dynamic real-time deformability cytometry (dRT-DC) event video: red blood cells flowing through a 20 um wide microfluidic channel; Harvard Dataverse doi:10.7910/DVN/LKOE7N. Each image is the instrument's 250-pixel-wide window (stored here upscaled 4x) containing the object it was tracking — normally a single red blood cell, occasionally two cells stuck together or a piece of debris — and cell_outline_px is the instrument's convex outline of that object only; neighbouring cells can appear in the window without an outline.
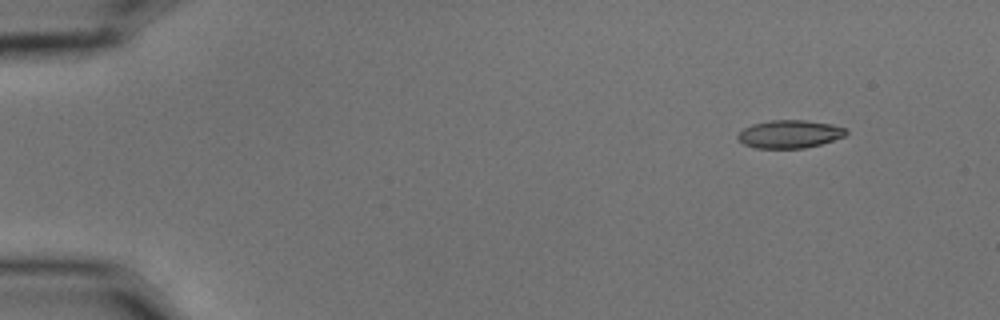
{"species": "common noctule bat (a hibernating species)", "species_latin": "Nyctalus noctula", "temperature_condition": "cold", "stored_images_in_passage": 6, "camera_frame_rate_fps": 3000, "um_per_image_px": 0.085, "animal": {"sex": "male", "body_mass_g": 15.6}, "frame": {"image": 1, "passage_image": 1, "time_ms": 0.0, "image_size_px": [1000, 320], "cell_outline_px": [[848, 132], [844, 136], [820, 144], [804, 148], [756, 148], [744, 144], [736, 136], [744, 128], [752, 124], [772, 120], [804, 120], [832, 124], [844, 128]], "centroid_in_image_um": [67.1, 11.39], "position_along_channel_um": 17.9, "area_um2": 17.46}}
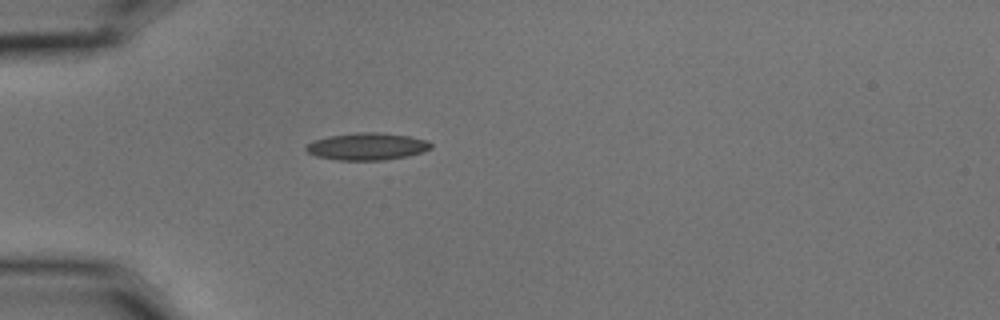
{"frame": {"image": 2, "passage_image": 4, "time_ms": 1.0, "image_size_px": [1000, 320], "cell_outline_px": [[432, 148], [408, 156], [384, 160], [336, 160], [316, 156], [308, 152], [304, 148], [312, 140], [328, 136], [356, 132], [384, 132], [408, 136], [428, 140], [432, 144]], "centroid_in_image_um": [31.19, 12.44], "position_along_channel_um": 53.8, "area_um2": 19.94}}